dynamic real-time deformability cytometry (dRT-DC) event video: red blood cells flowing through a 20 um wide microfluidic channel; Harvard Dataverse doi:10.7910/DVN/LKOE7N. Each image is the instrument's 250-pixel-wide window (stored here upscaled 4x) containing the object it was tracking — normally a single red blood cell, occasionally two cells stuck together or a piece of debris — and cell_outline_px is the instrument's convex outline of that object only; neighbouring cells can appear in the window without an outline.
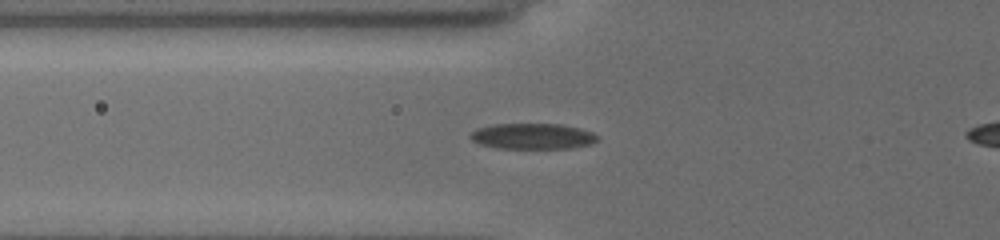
{"species": "common noctule bat (a hibernating species)", "species_latin": "Nyctalus noctula", "temperature_condition": "cold", "stored_images_in_passage": 5, "camera_frame_rate_fps": 3000, "um_per_image_px": 0.085, "animal": {"sex": "female", "body_mass_g": 19.5, "forearm_length_mm": 54.1}, "frame": {"image": 1, "passage_image": 2, "time_ms": 0.333, "image_size_px": [1000, 240], "cell_outline_px": [[596, 140], [592, 144], [572, 148], [496, 148], [480, 144], [472, 140], [468, 136], [476, 128], [496, 124], [560, 124], [580, 128], [592, 132], [596, 136]], "centroid_in_image_um": [45.25, 11.58], "position_along_channel_um": 80.6, "area_um2": 19.02}}
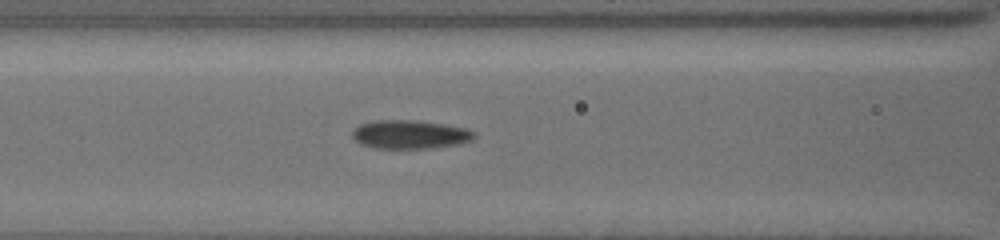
{"frame": {"image": 2, "passage_image": 5, "time_ms": 1.667, "image_size_px": [1000, 240], "cell_outline_px": [[476, 136], [472, 140], [460, 144], [432, 148], [372, 148], [360, 144], [352, 136], [352, 128], [360, 124], [372, 120], [416, 120], [444, 124], [464, 128], [476, 132]], "centroid_in_image_um": [34.83, 11.42], "position_along_channel_um": 131.8, "area_um2": 20.58}}